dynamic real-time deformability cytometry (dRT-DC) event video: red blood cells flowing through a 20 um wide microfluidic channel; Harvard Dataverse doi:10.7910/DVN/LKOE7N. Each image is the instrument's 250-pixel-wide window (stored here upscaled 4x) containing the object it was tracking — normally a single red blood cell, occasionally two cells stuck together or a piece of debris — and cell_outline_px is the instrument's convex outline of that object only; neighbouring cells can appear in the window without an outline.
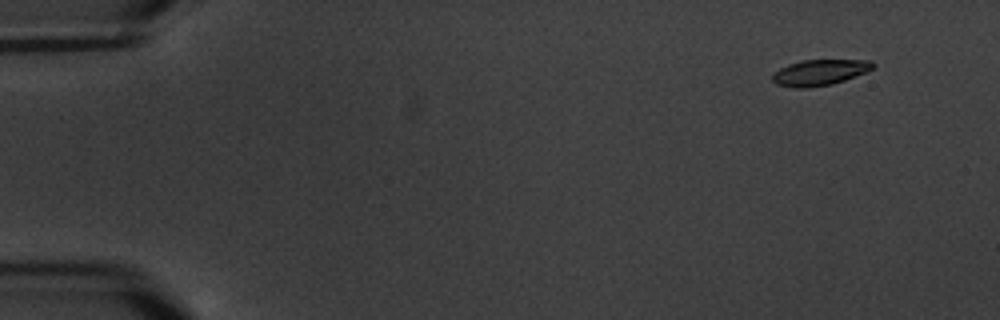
{"species": "common noctule bat (a hibernating species)", "species_latin": "Nyctalus noctula", "temperature_condition": "warm", "stored_images_in_passage": 5, "camera_frame_rate_fps": 3000, "um_per_image_px": 0.085, "animal": {"sex": "male", "body_mass_g": 20.1, "forearm_length_mm": 53.5}, "frame": {"image": 1, "passage_image": 1, "time_ms": 0.0, "image_size_px": [1000, 320], "cell_outline_px": [[876, 68], [844, 80], [832, 84], [808, 88], [792, 88], [776, 84], [772, 80], [772, 76], [780, 68], [788, 64], [804, 60], [872, 60], [876, 64]], "centroid_in_image_um": [69.7, 6.16], "position_along_channel_um": 15.3, "area_um2": 15.2}}
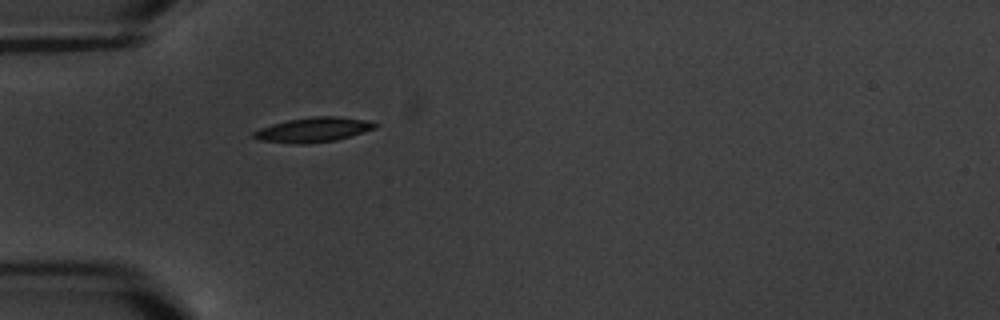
{"frame": {"image": 2, "passage_image": 5, "time_ms": 4.667, "image_size_px": [1000, 320], "cell_outline_px": [[380, 124], [376, 128], [336, 140], [304, 144], [296, 144], [260, 140], [252, 136], [252, 132], [260, 128], [272, 124], [288, 120], [312, 116], [336, 116], [368, 120]], "centroid_in_image_um": [26.64, 11.02], "position_along_channel_um": 58.4, "area_um2": 17.46}}